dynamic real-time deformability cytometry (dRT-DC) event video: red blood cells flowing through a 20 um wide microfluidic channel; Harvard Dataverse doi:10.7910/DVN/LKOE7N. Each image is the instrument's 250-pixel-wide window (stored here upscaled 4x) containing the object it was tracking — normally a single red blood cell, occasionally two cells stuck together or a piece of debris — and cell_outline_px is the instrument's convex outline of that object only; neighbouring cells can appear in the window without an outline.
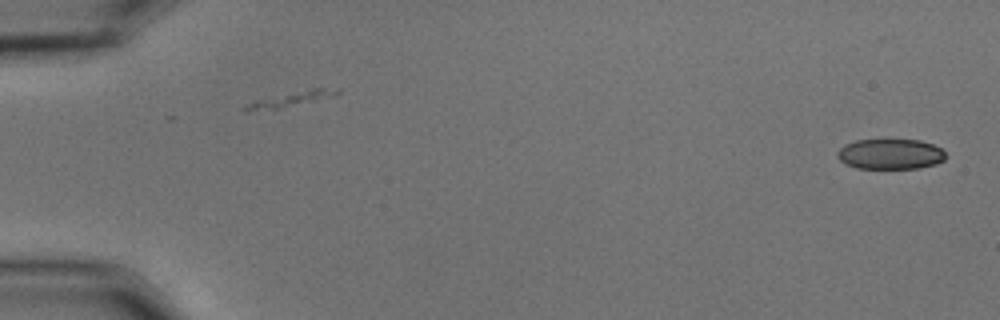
{"species": "common noctule bat (a hibernating species)", "species_latin": "Nyctalus noctula", "temperature_condition": "cold", "stored_images_in_passage": 56, "camera_frame_rate_fps": 3000, "um_per_image_px": 0.085, "animal": {"sex": "male", "body_mass_g": 15.6}, "frame": {"image": 1, "passage_image": 1, "time_ms": 0.0, "image_size_px": [1000, 320], "cell_outline_px": [[944, 160], [936, 164], [920, 168], [856, 168], [844, 164], [836, 156], [836, 152], [844, 144], [856, 140], [920, 140], [932, 144], [940, 148], [944, 152]], "centroid_in_image_um": [75.64, 13.1], "position_along_channel_um": 9.4, "area_um2": 19.19}}
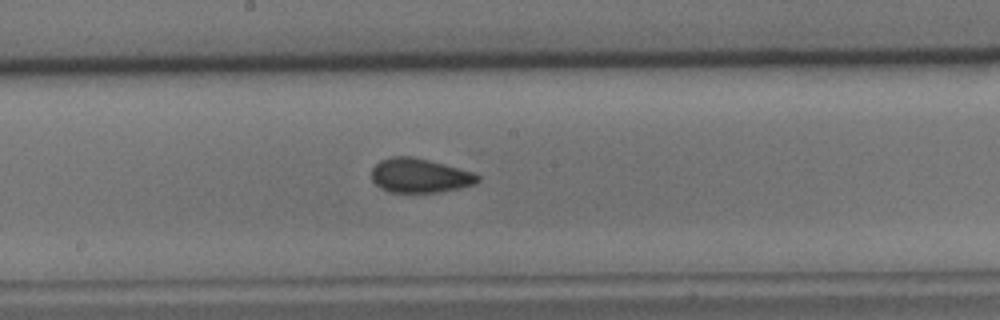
{"frame": {"image": 2, "passage_image": 30, "time_ms": 9.667, "image_size_px": [1000, 320], "cell_outline_px": [[480, 180], [476, 184], [460, 188], [440, 192], [388, 192], [380, 188], [372, 180], [372, 168], [380, 160], [392, 156], [412, 156], [444, 164], [472, 172], [480, 176]], "centroid_in_image_um": [35.67, 14.93], "position_along_channel_um": 212.5, "area_um2": 21.21}}
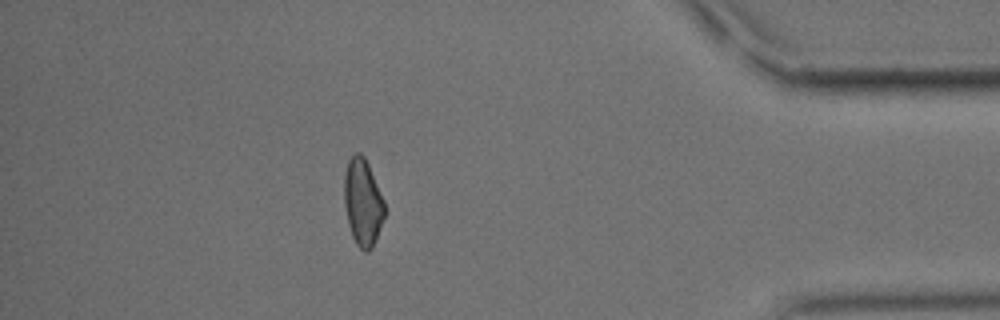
{"frame": {"image": 3, "passage_image": 49, "time_ms": 16.0, "image_size_px": [1000, 320], "cell_outline_px": [[384, 216], [372, 248], [368, 252], [364, 252], [356, 244], [352, 236], [348, 224], [344, 204], [344, 176], [348, 160], [356, 152], [360, 152], [364, 156], [368, 164], [384, 200]], "centroid_in_image_um": [30.82, 17.19], "position_along_channel_um": 404.4, "area_um2": 20.35}, "authors_computed_cell_mechanics": {"area_um2": 20.9236, "velocity_mm_per_s": 3.6183, "shape_relaxation_time_tau1_ms": 7.4116, "shape_relaxation_time_tau2_ms": 2.0954, "deformation_change_tau1": 0.1168, "deformation_change_tau2": 0.0772}}